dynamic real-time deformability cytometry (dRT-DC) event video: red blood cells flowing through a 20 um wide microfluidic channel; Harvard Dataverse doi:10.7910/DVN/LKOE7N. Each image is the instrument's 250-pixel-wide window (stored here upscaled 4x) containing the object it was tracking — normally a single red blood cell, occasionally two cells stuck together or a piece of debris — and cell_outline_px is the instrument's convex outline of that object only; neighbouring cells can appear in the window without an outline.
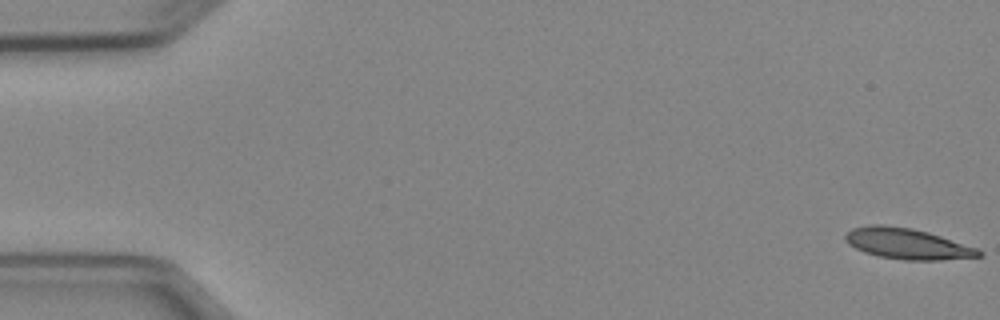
{"species": "Egyptian fruit bat (a non-hibernating species)", "species_latin": "Rousettus aegyptiacus", "temperature_condition": "cold", "stored_images_in_passage": 5, "camera_frame_rate_fps": 3000, "um_per_image_px": 0.085, "animal": {"sex": "female"}, "frame": {"image": 1, "passage_image": 1, "time_ms": 0.0, "image_size_px": [1000, 320], "cell_outline_px": [[984, 256], [940, 260], [904, 260], [880, 256], [864, 252], [848, 244], [844, 236], [852, 228], [868, 224], [884, 224], [912, 228], [928, 232], [976, 248], [984, 252]], "centroid_in_image_um": [77.11, 20.71], "position_along_channel_um": 7.9, "area_um2": 23.93}}
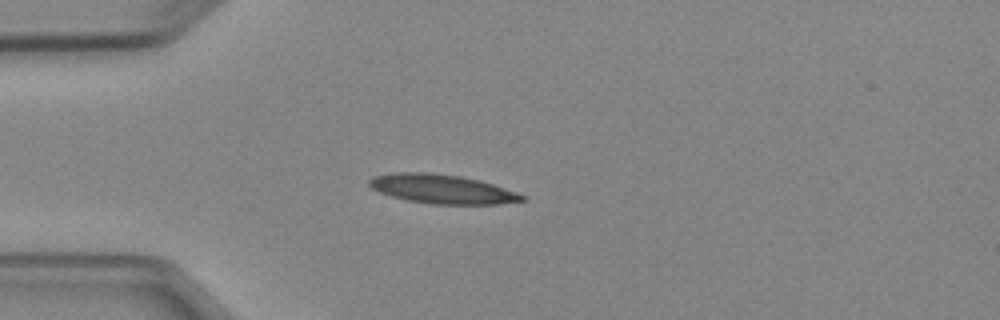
{"frame": {"image": 2, "passage_image": 4, "time_ms": 4.333, "image_size_px": [1000, 320], "cell_outline_px": [[528, 196], [524, 200], [500, 204], [436, 204], [408, 200], [392, 196], [380, 192], [372, 188], [368, 184], [368, 180], [372, 176], [396, 172], [428, 172], [460, 176], [492, 184]], "centroid_in_image_um": [37.56, 16.06], "position_along_channel_um": 47.4, "area_um2": 25.66}}